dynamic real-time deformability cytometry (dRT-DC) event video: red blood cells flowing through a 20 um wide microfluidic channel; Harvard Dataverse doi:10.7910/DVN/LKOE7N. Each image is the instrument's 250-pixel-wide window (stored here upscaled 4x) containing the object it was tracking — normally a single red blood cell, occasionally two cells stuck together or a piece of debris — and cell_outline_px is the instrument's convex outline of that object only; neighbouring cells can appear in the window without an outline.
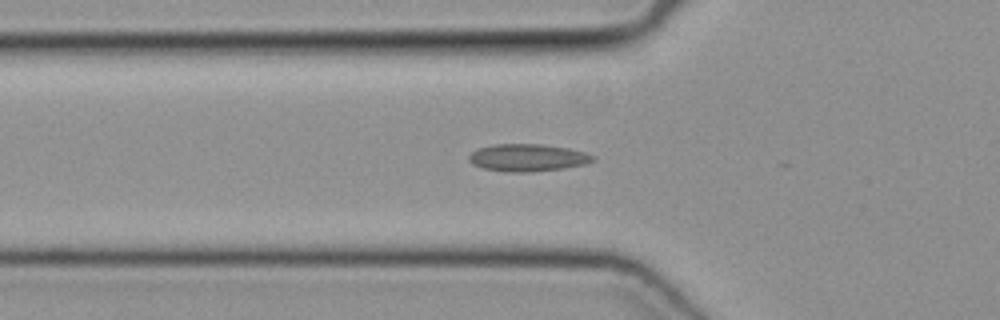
{"species": "common noctule bat (a hibernating species)", "species_latin": "Nyctalus noctula", "temperature_condition": "cold", "stored_images_in_passage": 38, "camera_frame_rate_fps": 3000, "um_per_image_px": 0.085, "animal": {"sex": "female", "body_mass_g": 19.3, "forearm_length_mm": 54.1}, "frame": {"image": 1, "passage_image": 13, "time_ms": 4.0, "image_size_px": [1000, 320], "cell_outline_px": [[592, 160], [584, 164], [564, 168], [532, 172], [508, 172], [484, 168], [472, 164], [468, 160], [468, 156], [472, 152], [480, 148], [496, 144], [540, 144], [568, 148], [584, 152], [592, 156]], "centroid_in_image_um": [44.8, 13.4], "position_along_channel_um": 81.0, "area_um2": 19.48}}
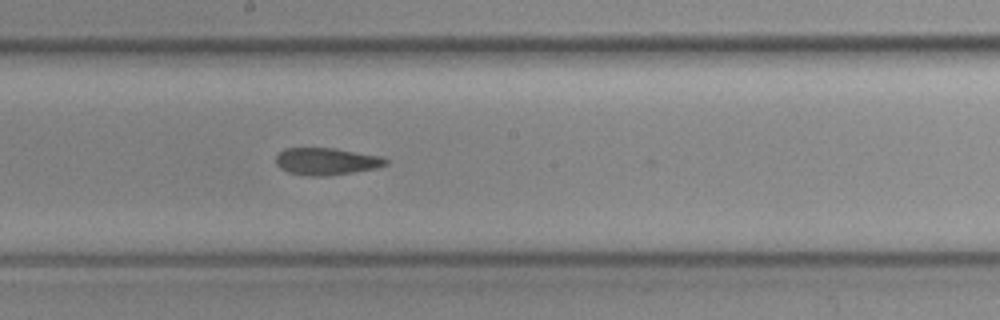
{"frame": {"image": 2, "passage_image": 23, "time_ms": 7.333, "image_size_px": [1000, 320], "cell_outline_px": [[388, 164], [376, 168], [328, 176], [308, 176], [288, 172], [280, 168], [276, 164], [276, 156], [284, 148], [332, 148], [384, 156], [388, 160]], "centroid_in_image_um": [27.76, 13.72], "position_along_channel_um": 220.4, "area_um2": 17.46}}
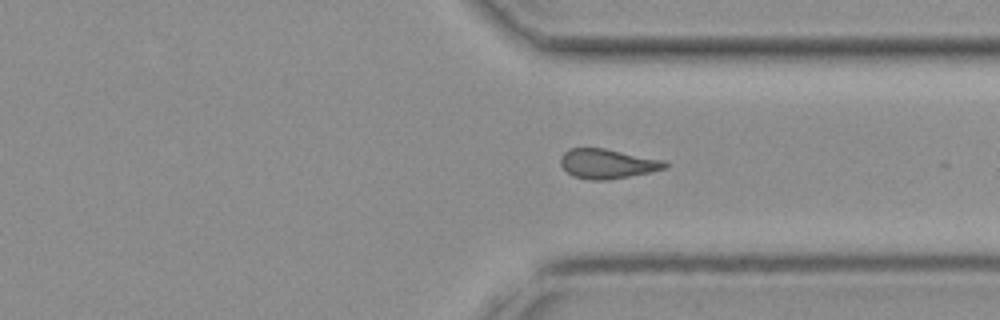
{"frame": {"image": 3, "passage_image": 33, "time_ms": 10.667, "image_size_px": [1000, 320], "cell_outline_px": [[668, 168], [652, 172], [608, 180], [592, 180], [572, 176], [560, 164], [560, 156], [568, 148], [604, 148], [664, 160], [668, 164]], "centroid_in_image_um": [51.64, 13.92], "position_along_channel_um": 359.8, "area_um2": 18.15}}